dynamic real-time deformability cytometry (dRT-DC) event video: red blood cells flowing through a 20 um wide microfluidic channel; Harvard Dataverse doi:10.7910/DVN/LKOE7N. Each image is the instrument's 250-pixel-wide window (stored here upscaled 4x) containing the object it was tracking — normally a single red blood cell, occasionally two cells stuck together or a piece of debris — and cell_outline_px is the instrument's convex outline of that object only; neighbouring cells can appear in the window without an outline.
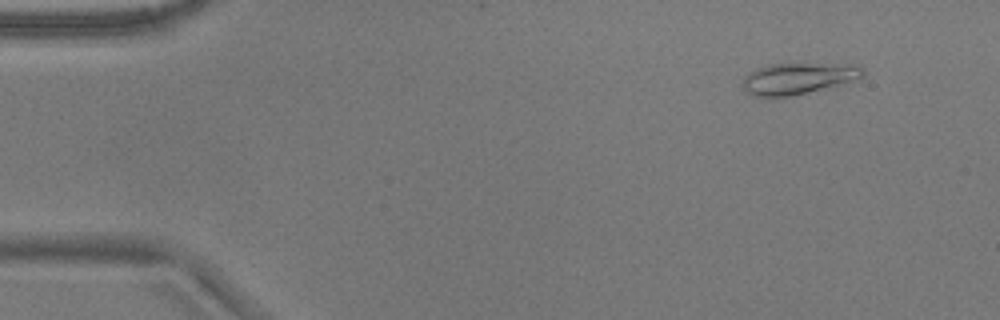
{"species": "common noctule bat (a hibernating species)", "species_latin": "Nyctalus noctula", "temperature_condition": "warm", "stored_images_in_passage": 11, "camera_frame_rate_fps": 3000, "um_per_image_px": 0.085, "animal": {"sex": "male", "body_mass_g": 17.9}, "frame": {"image": 1, "passage_image": 5, "time_ms": 1.333, "image_size_px": [1000, 320], "cell_outline_px": [[864, 76], [836, 84], [792, 96], [752, 96], [740, 84], [748, 72], [756, 68], [768, 64], [856, 64], [864, 68]], "centroid_in_image_um": [67.77, 6.65], "position_along_channel_um": 17.2, "area_um2": 21.56}}